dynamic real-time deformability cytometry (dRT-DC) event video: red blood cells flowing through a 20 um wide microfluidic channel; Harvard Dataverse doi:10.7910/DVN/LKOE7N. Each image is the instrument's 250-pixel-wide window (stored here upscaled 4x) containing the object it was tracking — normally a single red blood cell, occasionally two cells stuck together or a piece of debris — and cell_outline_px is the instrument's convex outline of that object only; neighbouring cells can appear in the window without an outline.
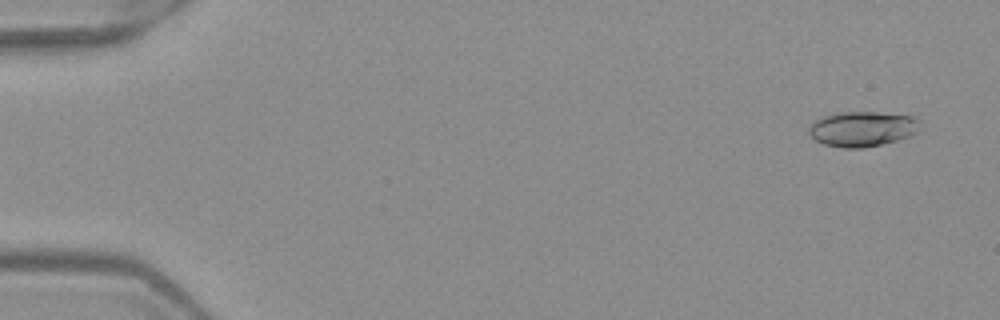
{"species": "Egyptian fruit bat (a non-hibernating species)", "species_latin": "Rousettus aegyptiacus", "temperature_condition": "warm", "stored_images_in_passage": 5, "camera_frame_rate_fps": 3000, "um_per_image_px": 0.085, "frame": {"image": 1, "passage_image": 1, "time_ms": 0.0, "image_size_px": [1000, 320], "cell_outline_px": [[920, 128], [912, 136], [864, 148], [840, 148], [824, 144], [816, 140], [808, 132], [808, 124], [820, 116], [840, 112], [876, 112], [912, 116], [916, 120]], "centroid_in_image_um": [73.23, 10.95], "position_along_channel_um": 11.8, "area_um2": 22.83}}